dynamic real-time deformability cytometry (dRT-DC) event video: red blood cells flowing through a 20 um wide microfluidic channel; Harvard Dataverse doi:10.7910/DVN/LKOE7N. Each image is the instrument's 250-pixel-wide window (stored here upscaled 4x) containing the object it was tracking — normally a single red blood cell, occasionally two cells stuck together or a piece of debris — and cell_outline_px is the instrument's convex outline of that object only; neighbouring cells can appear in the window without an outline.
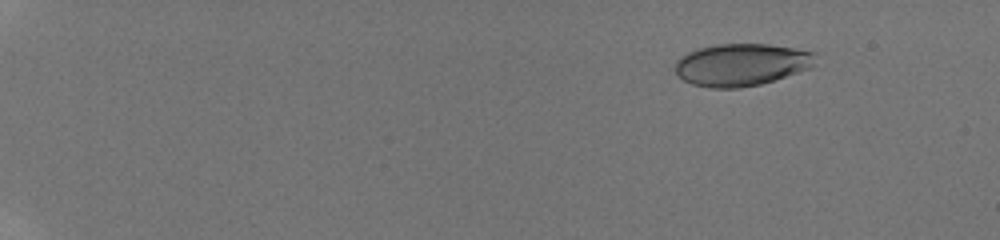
{"species": "human", "species_latin": "Homo sapiens", "temperature_condition": "room temperature", "stored_images_in_passage": 14, "camera_frame_rate_fps": 3000, "um_per_image_px": 0.085, "donor": {"sex": "male"}, "frame": {"image": 1, "passage_image": 1, "time_ms": 0.0, "image_size_px": [1000, 240], "cell_outline_px": [[816, 64], [808, 68], [760, 84], [740, 88], [712, 88], [692, 84], [684, 80], [676, 72], [676, 60], [680, 56], [696, 48], [716, 44], [768, 44], [816, 52]], "centroid_in_image_um": [63.0, 5.48], "position_along_channel_um": 22.0, "area_um2": 34.45}}
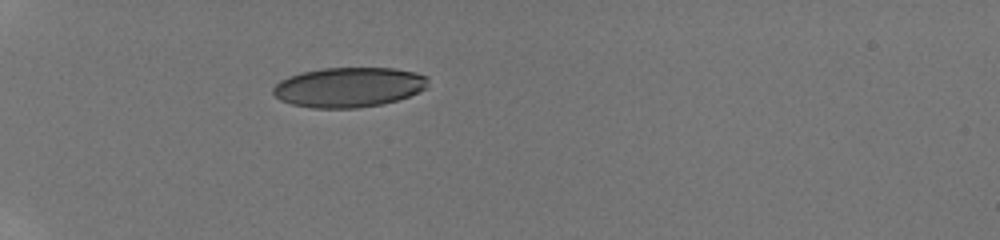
{"frame": {"image": 2, "passage_image": 11, "time_ms": 4.0, "image_size_px": [1000, 240], "cell_outline_px": [[428, 88], [408, 96], [396, 100], [380, 104], [356, 108], [312, 108], [292, 104], [280, 100], [272, 92], [272, 88], [280, 80], [288, 76], [300, 72], [324, 68], [396, 68], [416, 72], [428, 76]], "centroid_in_image_um": [29.65, 7.4], "position_along_channel_um": 55.4, "area_um2": 36.18}}
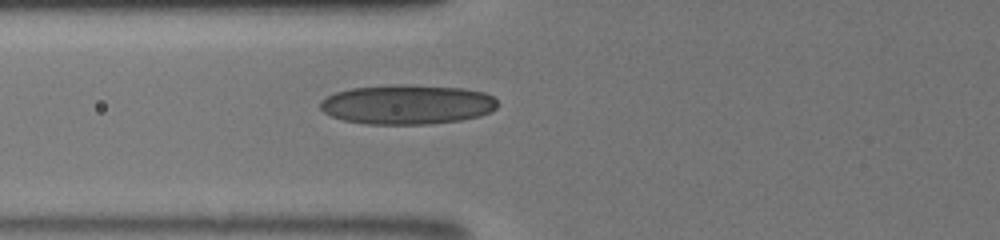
{"frame": {"image": 3, "passage_image": 14, "time_ms": 5.667, "image_size_px": [1000, 240], "cell_outline_px": [[500, 104], [492, 112], [480, 116], [460, 120], [428, 124], [368, 124], [344, 120], [332, 116], [324, 112], [320, 108], [320, 100], [336, 92], [352, 88], [396, 84], [412, 84], [464, 88], [484, 92], [492, 96]], "centroid_in_image_um": [34.65, 8.87], "position_along_channel_um": 91.1, "area_um2": 41.21}}